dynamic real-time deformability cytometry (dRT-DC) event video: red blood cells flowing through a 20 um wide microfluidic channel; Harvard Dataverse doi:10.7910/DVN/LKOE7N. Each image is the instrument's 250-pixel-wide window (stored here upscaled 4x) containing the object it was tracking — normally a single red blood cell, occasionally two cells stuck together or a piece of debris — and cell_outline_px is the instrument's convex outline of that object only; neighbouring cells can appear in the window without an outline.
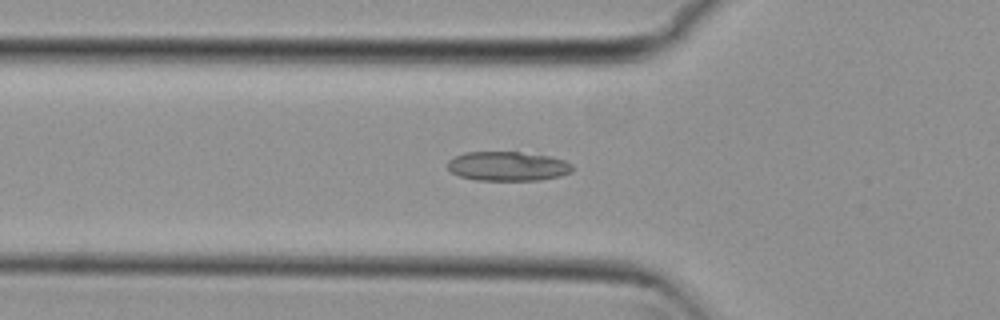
{"species": "common noctule bat (a hibernating species)", "species_latin": "Nyctalus noctula", "temperature_condition": "cold", "stored_images_in_passage": 28, "camera_frame_rate_fps": 3000, "um_per_image_px": 0.085, "animal": {"sex": "female", "body_mass_g": 29.2, "forearm_length_mm": 56.3}, "frame": {"image": 1, "passage_image": 4, "time_ms": 1.0, "image_size_px": [1000, 320], "cell_outline_px": [[572, 172], [560, 176], [540, 180], [476, 180], [460, 176], [452, 172], [448, 168], [448, 160], [464, 152], [520, 152], [552, 156], [564, 160], [572, 164]], "centroid_in_image_um": [43.18, 14.12], "position_along_channel_um": 82.6, "area_um2": 21.39}}
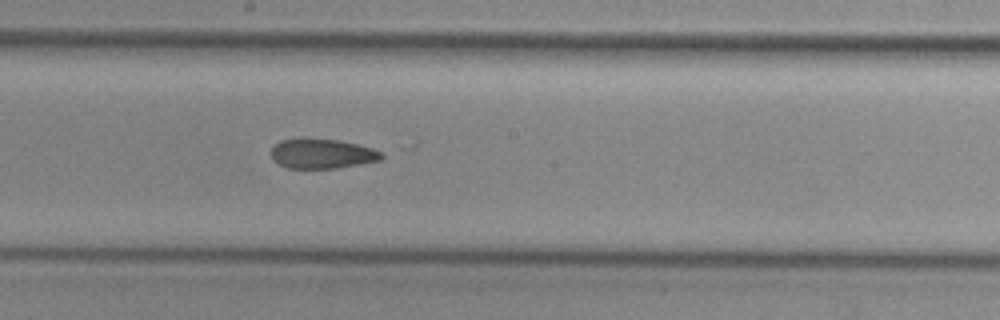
{"frame": {"image": 2, "passage_image": 15, "time_ms": 4.667, "image_size_px": [1000, 320], "cell_outline_px": [[384, 156], [380, 160], [360, 164], [336, 168], [288, 168], [280, 164], [272, 156], [272, 148], [280, 140], [304, 136], [340, 140], [372, 148], [384, 152]], "centroid_in_image_um": [27.39, 13.03], "position_along_channel_um": 220.8, "area_um2": 19.42}}
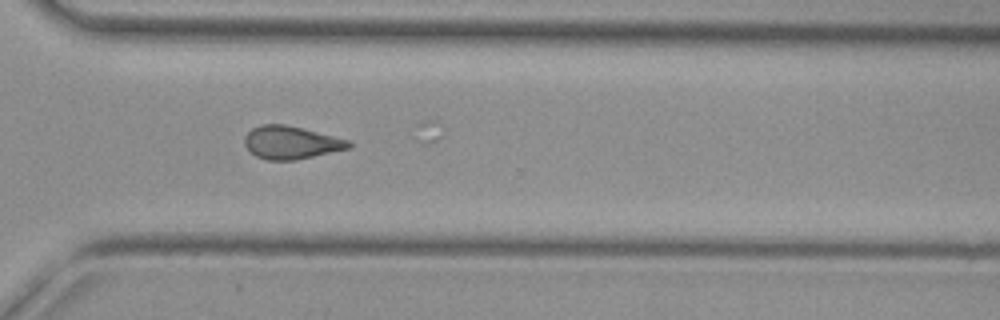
{"frame": {"image": 3, "passage_image": 25, "time_ms": 8.0, "image_size_px": [1000, 320], "cell_outline_px": [[352, 148], [296, 160], [268, 160], [256, 156], [244, 144], [244, 136], [252, 128], [260, 124], [284, 124], [352, 140]], "centroid_in_image_um": [24.78, 12.11], "position_along_channel_um": 345.8, "area_um2": 20.11}, "authors_computed_cell_mechanics": {"area_um2": 20.1433, "velocity_mm_per_s": 3.7678, "shape_relaxation_time_tau1_ms": null, "shape_relaxation_time_tau2_ms": 3.6865, "deformation_change_tau1": null, "deformation_change_tau2": 0.1016}}